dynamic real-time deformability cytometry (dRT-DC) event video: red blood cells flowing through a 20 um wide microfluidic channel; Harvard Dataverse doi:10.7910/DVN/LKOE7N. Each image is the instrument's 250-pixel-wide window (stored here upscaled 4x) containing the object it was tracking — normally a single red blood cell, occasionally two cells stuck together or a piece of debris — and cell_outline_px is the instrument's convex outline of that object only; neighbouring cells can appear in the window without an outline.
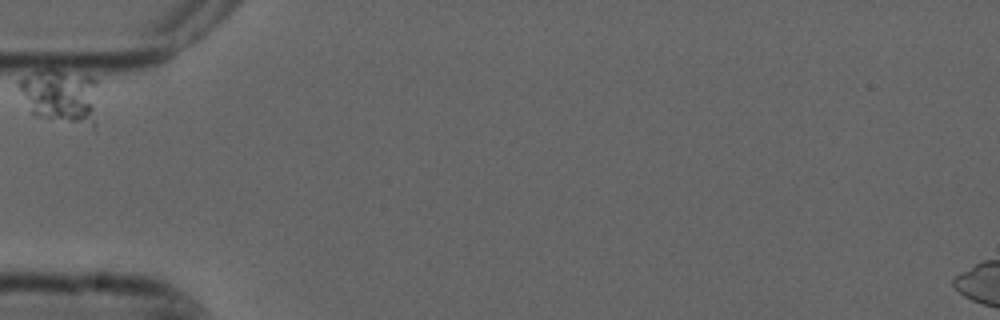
{"species": "common noctule bat (a hibernating species)", "species_latin": "Nyctalus noctula", "temperature_condition": "cold", "stored_images_in_passage": 3, "camera_frame_rate_fps": 3000, "um_per_image_px": 0.085, "animal": {"sex": "male", "forearm_length_mm": 52.5}, "frame": {"image": 1, "passage_image": 1, "time_ms": 0.0, "image_size_px": [1000, 320], "cell_outline_px": [[96, 132], [36, 116], [32, 112], [16, 84], [16, 80], [40, 68], [56, 68], [92, 76], [96, 80]], "centroid_in_image_um": [5.2, 8.21], "position_along_channel_um": 79.8, "area_um2": 26.7}}
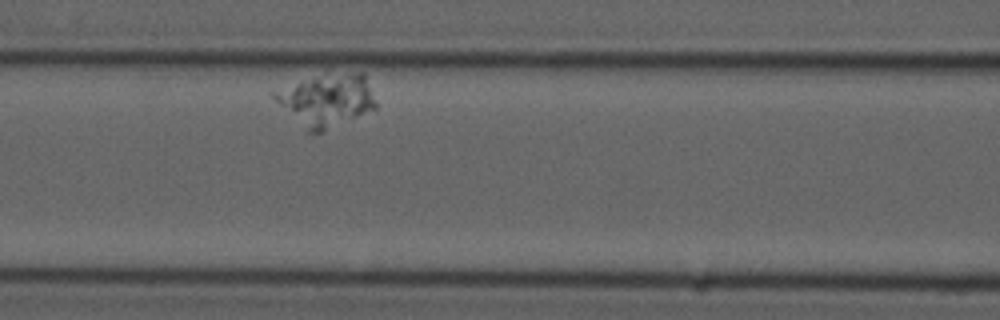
{"frame": {"image": 2, "passage_image": 3, "time_ms": 0.667, "image_size_px": [1000, 320], "cell_outline_px": [[376, 108], [324, 132], [308, 132], [272, 96], [272, 92], [296, 84], [312, 80], [360, 72], [364, 72], [376, 104]], "centroid_in_image_um": [27.82, 8.58], "position_along_channel_um": 138.8, "area_um2": 29.19}}